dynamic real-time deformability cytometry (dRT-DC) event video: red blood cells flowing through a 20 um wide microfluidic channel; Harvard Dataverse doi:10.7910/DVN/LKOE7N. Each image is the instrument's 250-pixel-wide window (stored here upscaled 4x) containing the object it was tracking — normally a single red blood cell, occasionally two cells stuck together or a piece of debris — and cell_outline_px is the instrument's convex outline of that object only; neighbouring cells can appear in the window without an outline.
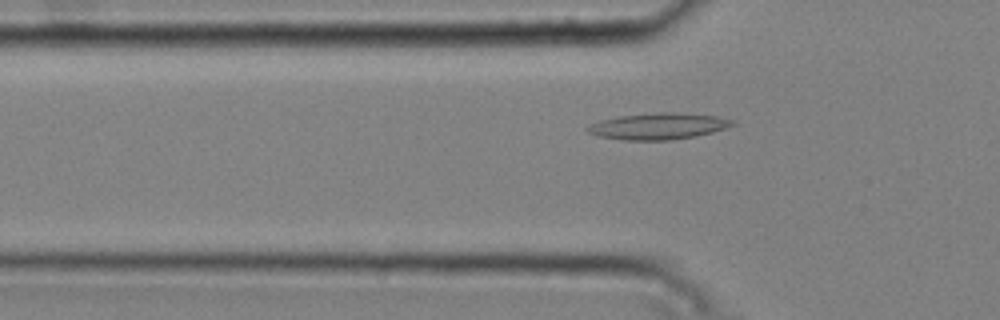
{"species": "common noctule bat (a hibernating species)", "species_latin": "Nyctalus noctula", "temperature_condition": "cold", "stored_images_in_passage": 46, "camera_frame_rate_fps": 3000, "um_per_image_px": 0.085, "animal": {"sex": "male", "body_mass_g": 20.4}, "frame": {"image": 1, "passage_image": 17, "time_ms": 5.333, "image_size_px": [1000, 320], "cell_outline_px": [[736, 124], [712, 132], [696, 136], [672, 140], [624, 140], [596, 136], [588, 132], [584, 128], [600, 120], [620, 116], [656, 112], [672, 112], [716, 116], [732, 120]], "centroid_in_image_um": [55.92, 10.73], "position_along_channel_um": 69.9, "area_um2": 22.2}}
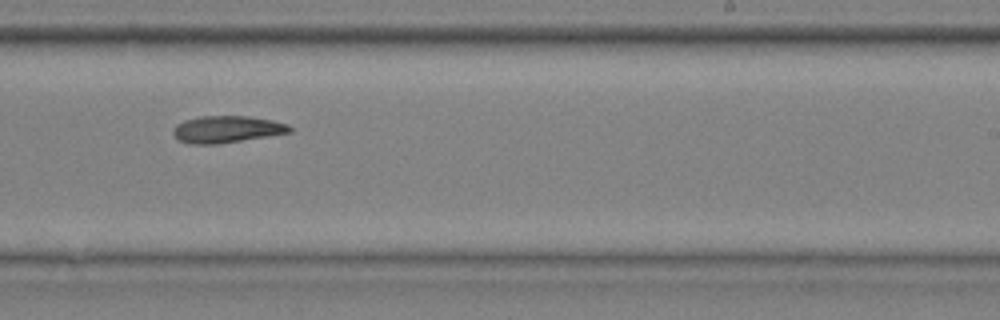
{"frame": {"image": 2, "passage_image": 33, "time_ms": 10.667, "image_size_px": [1000, 320], "cell_outline_px": [[292, 132], [220, 144], [188, 144], [176, 140], [172, 132], [176, 124], [184, 120], [204, 116], [248, 116], [272, 120], [288, 124], [292, 128]], "centroid_in_image_um": [19.25, 11.0], "position_along_channel_um": 269.7, "area_um2": 18.44}}
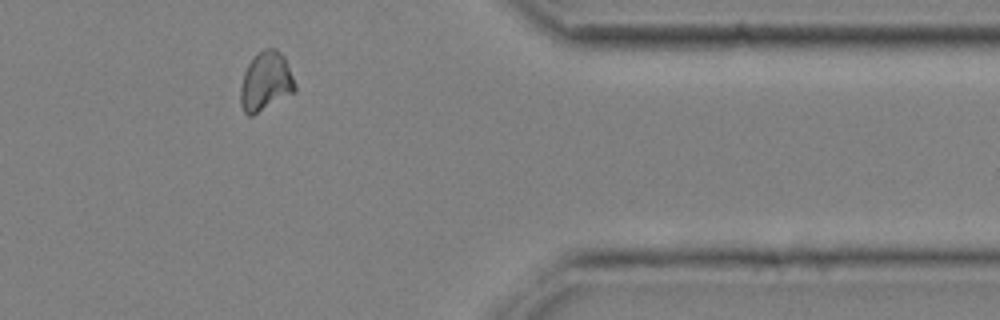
{"frame": {"image": 3, "passage_image": 44, "time_ms": 14.333, "image_size_px": [1000, 320], "cell_outline_px": [[296, 92], [252, 116], [248, 116], [244, 112], [240, 104], [240, 88], [244, 72], [248, 64], [256, 52], [264, 48], [276, 48], [284, 56], [296, 84]], "centroid_in_image_um": [22.59, 6.93], "position_along_channel_um": 388.8, "area_um2": 19.07}}